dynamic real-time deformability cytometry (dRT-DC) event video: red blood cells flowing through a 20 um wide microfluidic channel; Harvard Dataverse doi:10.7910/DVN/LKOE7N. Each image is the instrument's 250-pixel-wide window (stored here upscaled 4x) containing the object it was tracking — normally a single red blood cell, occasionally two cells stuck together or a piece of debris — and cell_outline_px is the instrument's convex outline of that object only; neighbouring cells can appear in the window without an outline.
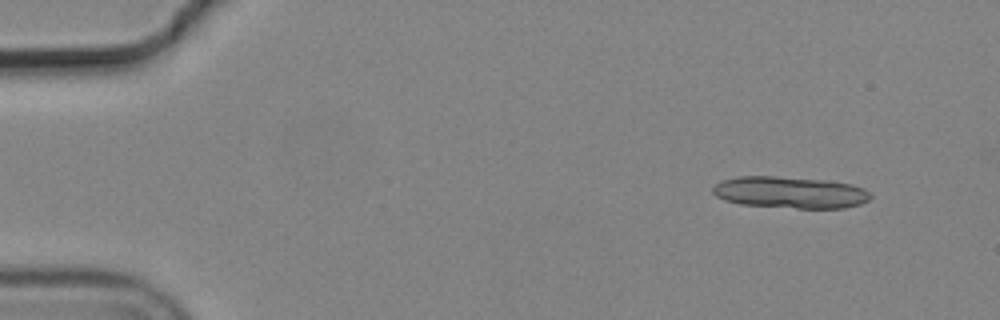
{"species": "common noctule bat (a hibernating species)", "species_latin": "Nyctalus noctula", "temperature_condition": "cold", "stored_images_in_passage": 5, "segment_of_instrument_passage": [1, 2], "camera_frame_rate_fps": 3000, "um_per_image_px": 0.085, "animal": {"sex": "male", "body_mass_g": 19.2, "forearm_length_mm": 51.8}, "frame": {"image": 1, "passage_image": 1, "time_ms": 0.0, "image_size_px": [1000, 320], "cell_outline_px": [[872, 196], [868, 200], [860, 204], [844, 208], [796, 208], [740, 204], [724, 200], [716, 196], [712, 192], [712, 188], [720, 180], [740, 176], [772, 176], [828, 180], [852, 184], [864, 188]], "centroid_in_image_um": [67.15, 16.35], "position_along_channel_um": 17.9, "area_um2": 29.25}}